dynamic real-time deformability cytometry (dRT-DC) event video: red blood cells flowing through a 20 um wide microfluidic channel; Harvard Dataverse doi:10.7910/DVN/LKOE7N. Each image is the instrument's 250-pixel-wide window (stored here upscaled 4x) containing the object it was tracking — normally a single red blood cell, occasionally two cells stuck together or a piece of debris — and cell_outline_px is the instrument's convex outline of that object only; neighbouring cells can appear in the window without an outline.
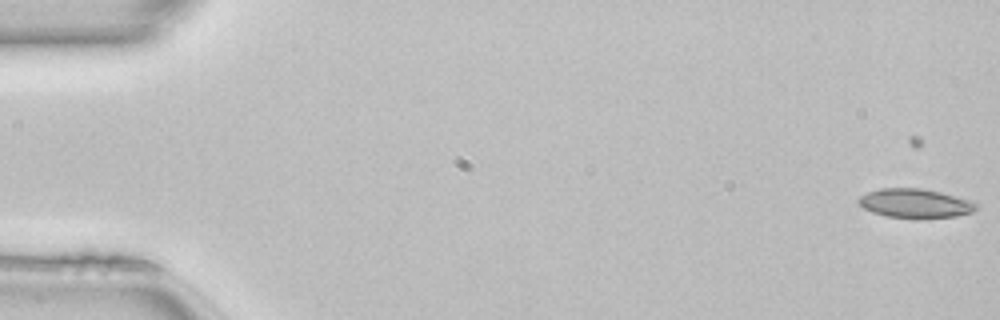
{"species": "common noctule bat (a hibernating species)", "species_latin": "Nyctalus noctula", "temperature_condition": "room temperature", "stored_images_in_passage": 53, "camera_frame_rate_fps": 3000, "um_per_image_px": 0.085, "animal": {"sex": "female", "body_mass_g": 22.7, "forearm_length_mm": 54.2}, "frame": {"image": 1, "passage_image": 3, "time_ms": 0.667, "image_size_px": [1000, 320], "cell_outline_px": [[980, 208], [972, 212], [956, 216], [924, 220], [916, 220], [884, 216], [872, 212], [864, 208], [856, 200], [860, 196], [868, 192], [880, 188], [920, 188], [940, 192], [968, 200], [976, 204]], "centroid_in_image_um": [77.77, 17.32], "position_along_channel_um": 7.2, "area_um2": 20.4}}
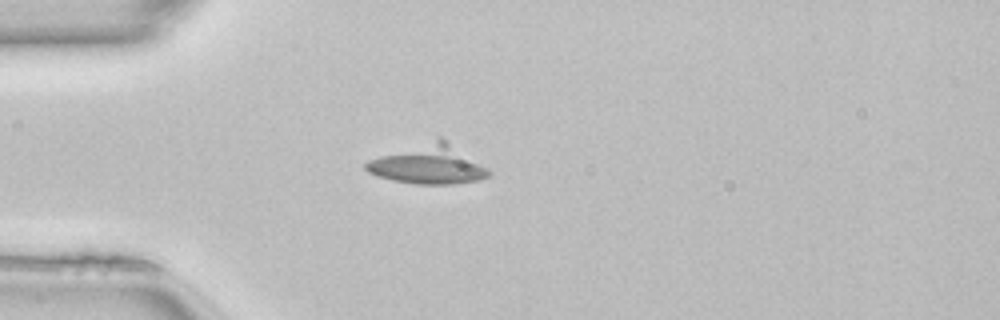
{"frame": {"image": 2, "passage_image": 16, "time_ms": 5.0, "image_size_px": [1000, 320], "cell_outline_px": [[492, 172], [488, 176], [480, 180], [456, 184], [416, 184], [392, 180], [376, 176], [368, 172], [364, 168], [364, 164], [368, 160], [440, 136], [448, 140], [488, 168]], "centroid_in_image_um": [36.44, 13.98], "position_along_channel_um": 48.6, "area_um2": 28.09}}
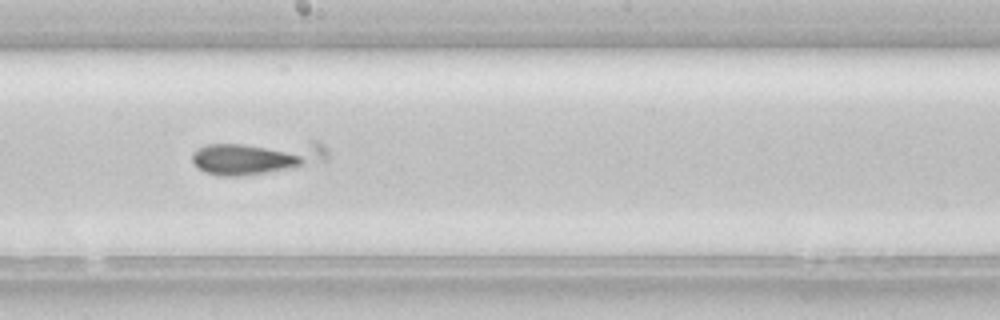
{"frame": {"image": 3, "passage_image": 30, "time_ms": 9.667, "image_size_px": [1000, 320], "cell_outline_px": [[328, 160], [292, 168], [268, 172], [240, 176], [220, 176], [204, 172], [196, 168], [192, 164], [192, 152], [208, 144], [312, 140], [320, 140], [324, 144], [328, 152]], "centroid_in_image_um": [21.89, 13.34], "position_along_channel_um": 226.3, "area_um2": 27.22}}